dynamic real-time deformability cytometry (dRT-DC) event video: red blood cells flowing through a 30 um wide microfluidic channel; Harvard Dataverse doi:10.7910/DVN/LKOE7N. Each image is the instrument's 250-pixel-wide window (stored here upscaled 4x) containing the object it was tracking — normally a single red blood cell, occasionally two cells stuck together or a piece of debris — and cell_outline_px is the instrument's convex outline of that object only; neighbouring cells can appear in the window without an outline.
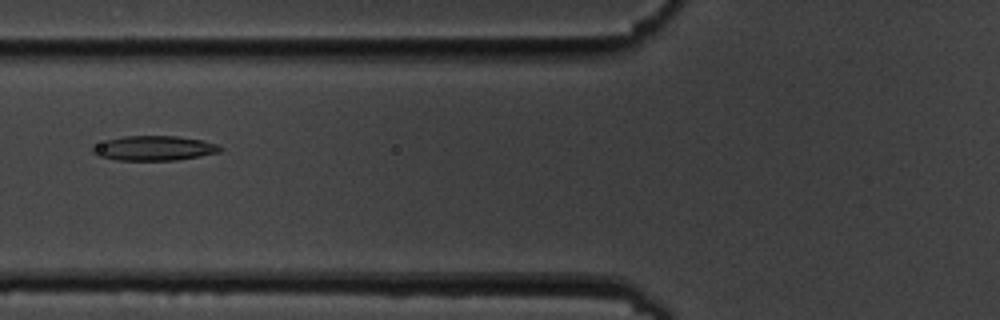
{"species": "common noctule bat (a hibernating species)", "species_latin": "Nyctalus noctula", "temperature_condition": "cold", "stored_images_in_passage": 12, "camera_frame_rate_fps": 3000, "um_per_image_px": 0.085, "animal": {"sex": "male", "body_mass_g": 19.5, "forearm_length_mm": 54.6}, "frame": {"image": 1, "passage_image": 3, "time_ms": 2.0, "image_size_px": [1000, 320], "cell_outline_px": [[224, 148], [220, 152], [200, 156], [176, 160], [116, 160], [96, 156], [92, 152], [92, 148], [108, 140], [124, 136], [176, 136], [200, 140], [216, 144]], "centroid_in_image_um": [13.12, 12.61], "position_along_channel_um": 112.7, "area_um2": 18.15}}
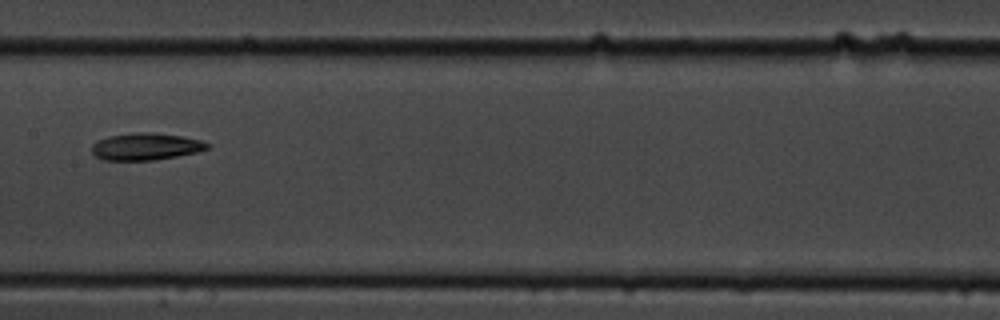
{"frame": {"image": 2, "passage_image": 5, "time_ms": 4.333, "image_size_px": [1000, 320], "cell_outline_px": [[208, 148], [196, 152], [176, 156], [152, 160], [104, 160], [96, 156], [92, 152], [92, 144], [108, 136], [136, 132], [148, 132], [180, 136], [200, 140], [208, 144]], "centroid_in_image_um": [12.35, 12.46], "position_along_channel_um": 195.0, "area_um2": 17.86}}
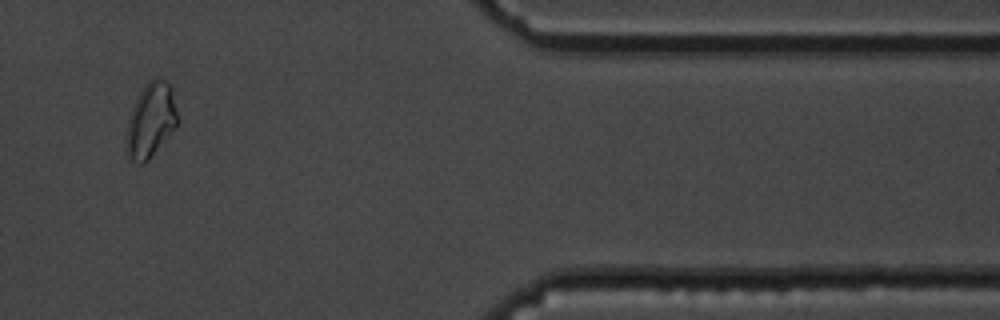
{"frame": {"image": 3, "passage_image": 10, "time_ms": 11.0, "image_size_px": [1000, 320], "cell_outline_px": [[180, 120], [176, 128], [148, 160], [144, 164], [140, 164], [132, 160], [128, 156], [124, 144], [128, 120], [132, 108], [140, 92], [148, 80], [152, 76], [156, 76], [164, 80], [172, 88]], "centroid_in_image_um": [12.83, 10.22], "position_along_channel_um": 398.6, "area_um2": 22.72}}